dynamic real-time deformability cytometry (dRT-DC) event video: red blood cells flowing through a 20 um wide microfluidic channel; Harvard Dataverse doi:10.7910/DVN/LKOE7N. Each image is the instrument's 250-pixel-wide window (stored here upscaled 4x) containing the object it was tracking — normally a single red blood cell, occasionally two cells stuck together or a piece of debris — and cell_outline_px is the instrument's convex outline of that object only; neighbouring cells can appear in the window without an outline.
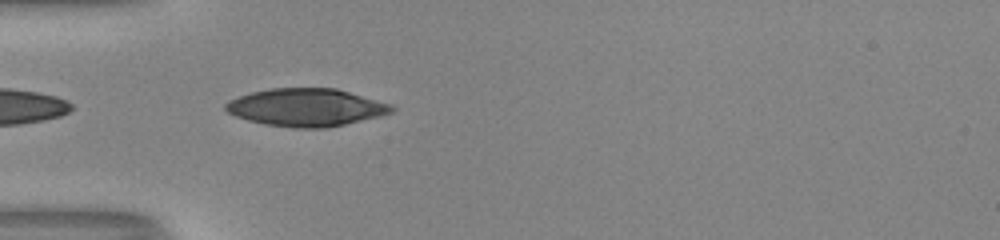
{"species": "human", "species_latin": "Homo sapiens", "temperature_condition": "room temperature", "stored_images_in_passage": 13, "camera_frame_rate_fps": 3000, "um_per_image_px": 0.085, "donor": {"sex": "male"}, "frame": {"image": 1, "passage_image": 1, "time_ms": 0.0, "image_size_px": [1000, 240], "cell_outline_px": [[396, 108], [392, 112], [380, 116], [328, 128], [292, 128], [264, 124], [248, 120], [236, 116], [228, 112], [224, 108], [224, 104], [228, 100], [252, 92], [272, 88], [336, 88], [392, 104]], "centroid_in_image_um": [26.03, 9.13], "position_along_channel_um": 59.0, "area_um2": 36.59}}